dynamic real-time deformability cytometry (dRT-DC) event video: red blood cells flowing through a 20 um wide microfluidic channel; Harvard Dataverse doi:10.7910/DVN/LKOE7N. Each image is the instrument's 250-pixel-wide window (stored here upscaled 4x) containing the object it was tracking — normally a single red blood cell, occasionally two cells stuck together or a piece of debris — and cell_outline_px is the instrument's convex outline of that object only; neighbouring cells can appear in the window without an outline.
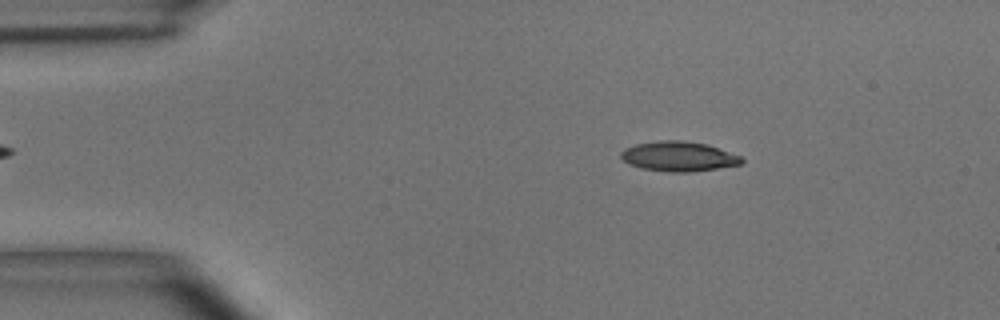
{"species": "common noctule bat (a hibernating species)", "species_latin": "Nyctalus noctula", "temperature_condition": "room temperature", "stored_images_in_passage": 52, "camera_frame_rate_fps": 3000, "um_per_image_px": 0.085, "animal": {"sex": "male", "body_mass_g": 15.6}, "frame": {"image": 1, "passage_image": 7, "time_ms": 2.0, "image_size_px": [1000, 320], "cell_outline_px": [[744, 160], [740, 164], [716, 168], [688, 172], [668, 172], [644, 168], [628, 164], [620, 156], [620, 152], [624, 148], [636, 144], [660, 140], [680, 140], [708, 144], [740, 156]], "centroid_in_image_um": [57.65, 13.28], "position_along_channel_um": 27.3, "area_um2": 20.81}}
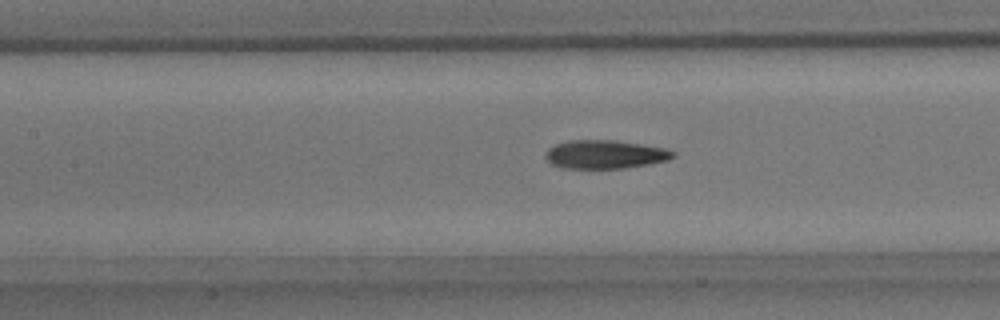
{"frame": {"image": 2, "passage_image": 22, "time_ms": 7.0, "image_size_px": [1000, 320], "cell_outline_px": [[676, 156], [668, 160], [648, 164], [624, 168], [564, 168], [552, 164], [544, 156], [544, 152], [548, 148], [556, 144], [568, 140], [612, 140], [640, 144], [664, 148], [676, 152]], "centroid_in_image_um": [51.41, 13.12], "position_along_channel_um": 156.0, "area_um2": 21.15}}
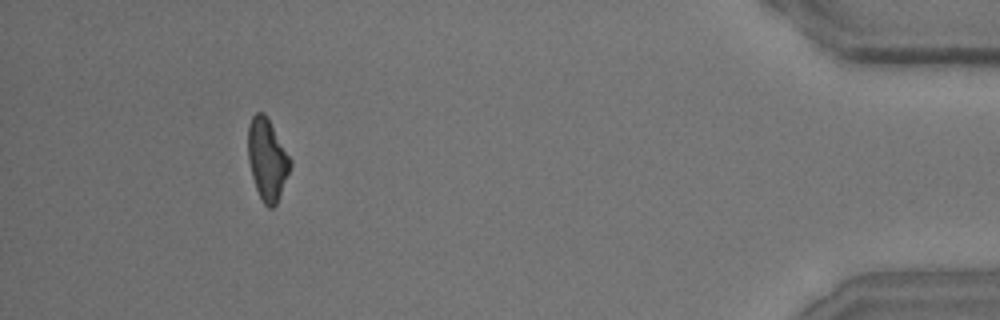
{"frame": {"image": 3, "passage_image": 48, "time_ms": 15.667, "image_size_px": [1000, 320], "cell_outline_px": [[292, 164], [276, 204], [272, 208], [268, 208], [260, 200], [252, 176], [248, 160], [248, 124], [252, 116], [256, 112], [264, 112], [292, 160]], "centroid_in_image_um": [22.7, 13.55], "position_along_channel_um": 412.5, "area_um2": 20.0}, "authors_computed_cell_mechanics": {"area_um2": 20.7213, "velocity_mm_per_s": 3.673, "shape_relaxation_time_tau1_ms": 7.2509, "shape_relaxation_time_tau2_ms": 3.8937, "deformation_change_tau1": 0.1804, "deformation_change_tau2": 0.1308}}